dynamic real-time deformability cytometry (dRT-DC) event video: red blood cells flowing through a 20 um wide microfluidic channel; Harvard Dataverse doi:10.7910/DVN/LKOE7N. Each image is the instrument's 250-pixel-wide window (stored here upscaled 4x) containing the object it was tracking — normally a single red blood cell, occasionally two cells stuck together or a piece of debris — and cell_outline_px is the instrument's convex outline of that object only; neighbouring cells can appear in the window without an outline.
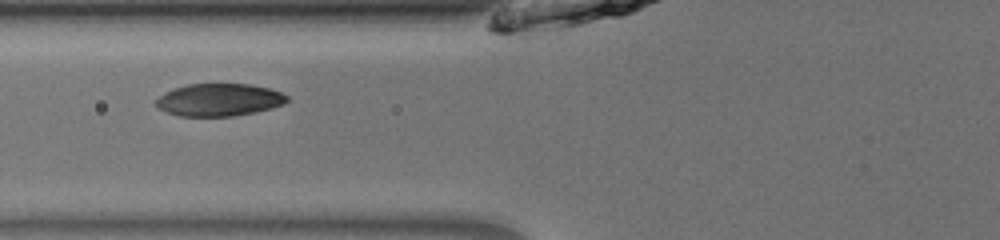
{"species": "common noctule bat (a hibernating species)", "species_latin": "Nyctalus noctula", "temperature_condition": "room temperature", "stored_images_in_passage": 16, "camera_frame_rate_fps": 3000, "um_per_image_px": 0.085, "animal": {"sex": "male", "body_mass_g": 13.0, "forearm_length_mm": 53.1}, "frame": {"image": 1, "passage_image": 5, "time_ms": 1.333, "image_size_px": [1000, 240], "cell_outline_px": [[288, 100], [284, 104], [272, 108], [256, 112], [232, 116], [180, 116], [168, 112], [160, 108], [156, 104], [156, 100], [160, 96], [172, 88], [188, 84], [248, 84], [268, 88], [280, 92], [288, 96]], "centroid_in_image_um": [18.65, 8.48], "position_along_channel_um": 107.2, "area_um2": 24.68}}